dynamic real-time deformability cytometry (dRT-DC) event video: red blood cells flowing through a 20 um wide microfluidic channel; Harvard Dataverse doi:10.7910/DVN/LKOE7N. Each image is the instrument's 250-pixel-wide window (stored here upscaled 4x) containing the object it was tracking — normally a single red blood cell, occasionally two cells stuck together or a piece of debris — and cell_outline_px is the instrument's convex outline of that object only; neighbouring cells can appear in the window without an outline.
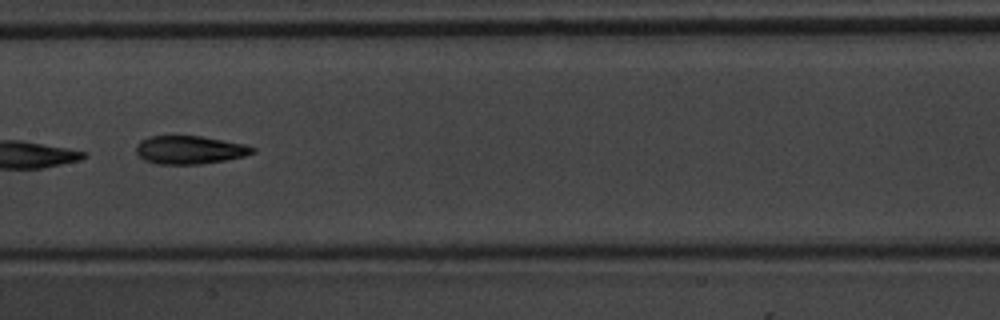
{"species": "common noctule bat (a hibernating species)", "species_latin": "Nyctalus noctula", "temperature_condition": "warm", "stored_images_in_passage": 8, "camera_frame_rate_fps": 3000, "um_per_image_px": 0.085, "animal": {"sex": "male", "body_mass_g": 20.1, "forearm_length_mm": 53.5}, "frame": {"image": 1, "passage_image": 8, "time_ms": 8.333, "image_size_px": [1000, 320], "cell_outline_px": [[256, 152], [244, 156], [224, 160], [200, 164], [156, 164], [144, 160], [136, 152], [136, 144], [140, 140], [148, 136], [204, 136], [248, 144], [256, 148]], "centroid_in_image_um": [16.15, 12.73], "position_along_channel_um": 191.3, "area_um2": 19.42}}